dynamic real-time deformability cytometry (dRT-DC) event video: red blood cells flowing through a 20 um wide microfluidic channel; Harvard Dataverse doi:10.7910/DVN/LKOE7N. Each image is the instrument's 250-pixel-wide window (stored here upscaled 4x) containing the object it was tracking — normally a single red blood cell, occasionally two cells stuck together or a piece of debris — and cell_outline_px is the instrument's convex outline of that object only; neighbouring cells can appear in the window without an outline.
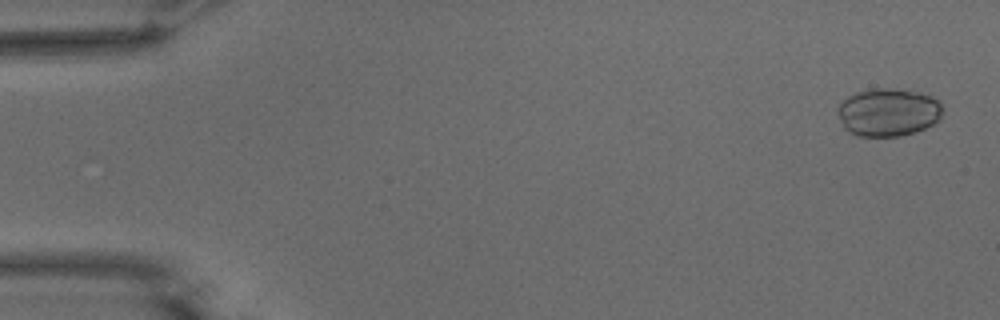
{"species": "common noctule bat (a hibernating species)", "species_latin": "Nyctalus noctula", "temperature_condition": "warm", "stored_images_in_passage": 54, "camera_frame_rate_fps": 3000, "um_per_image_px": 0.085, "animal": {"sex": "male", "body_mass_g": 15.6}, "frame": {"image": 1, "passage_image": 2, "time_ms": 0.333, "image_size_px": [1000, 320], "cell_outline_px": [[940, 120], [916, 132], [900, 136], [856, 136], [848, 132], [844, 128], [836, 112], [840, 104], [848, 96], [856, 92], [872, 88], [896, 88], [920, 92], [932, 96], [940, 100]], "centroid_in_image_um": [75.48, 9.53], "position_along_channel_um": 9.5, "area_um2": 29.59}}
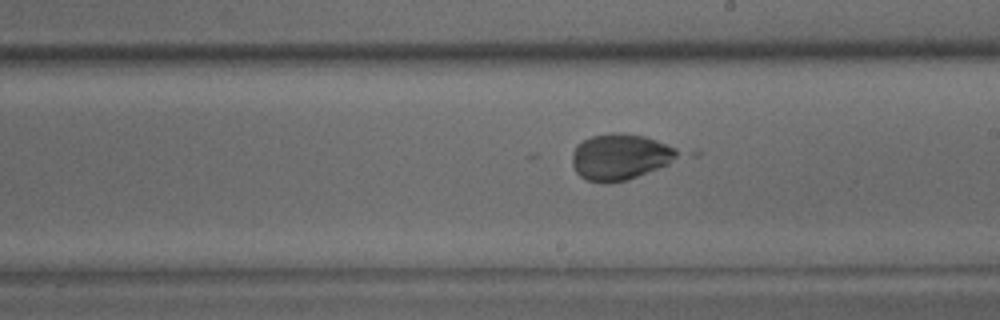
{"frame": {"image": 2, "passage_image": 31, "time_ms": 10.0, "image_size_px": [1000, 320], "cell_outline_px": [[684, 152], [668, 164], [628, 180], [608, 184], [588, 180], [580, 176], [576, 172], [572, 164], [572, 152], [576, 144], [592, 136], [612, 132], [620, 132], [644, 136], [656, 140], [676, 148]], "centroid_in_image_um": [52.71, 13.33], "position_along_channel_um": 236.3, "area_um2": 28.61}}
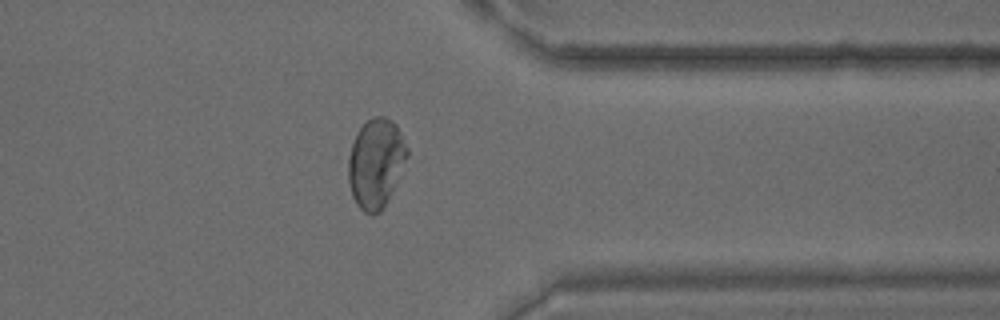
{"frame": {"image": 3, "passage_image": 43, "time_ms": 14.0, "image_size_px": [1000, 320], "cell_outline_px": [[408, 156], [380, 212], [372, 216], [364, 212], [356, 204], [352, 196], [348, 180], [348, 160], [352, 144], [360, 128], [368, 120], [376, 116], [384, 116], [392, 120], [396, 124], [408, 148]], "centroid_in_image_um": [31.93, 13.86], "position_along_channel_um": 379.5, "area_um2": 30.11}, "authors_computed_cell_mechanics": {"area_um2": 29.5647, "velocity_mm_per_s": 3.7518, "shape_relaxation_time_tau1_ms": 8.8428, "shape_relaxation_time_tau2_ms": null, "deformation_change_tau1": 0.1967, "deformation_change_tau2": null}}